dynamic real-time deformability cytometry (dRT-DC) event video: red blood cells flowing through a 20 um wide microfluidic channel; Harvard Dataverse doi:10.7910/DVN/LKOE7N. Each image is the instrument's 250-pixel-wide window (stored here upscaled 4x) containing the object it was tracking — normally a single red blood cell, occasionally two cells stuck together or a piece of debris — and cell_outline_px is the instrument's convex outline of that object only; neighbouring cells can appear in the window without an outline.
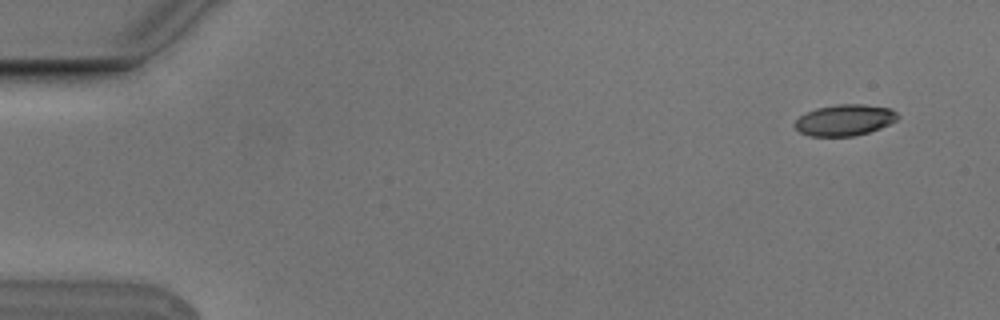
{"species": "Egyptian fruit bat (a non-hibernating species)", "species_latin": "Rousettus aegyptiacus", "temperature_condition": "cold", "stored_images_in_passage": 6, "camera_frame_rate_fps": 3000, "um_per_image_px": 0.085, "animal": {"sex": "male"}, "frame": {"image": 1, "passage_image": 1, "time_ms": 0.0, "image_size_px": [1000, 320], "cell_outline_px": [[900, 116], [896, 120], [880, 128], [868, 132], [852, 136], [812, 136], [800, 132], [792, 124], [800, 116], [816, 108], [836, 104], [864, 104], [888, 108], [896, 112]], "centroid_in_image_um": [71.78, 10.2], "position_along_channel_um": 13.2, "area_um2": 18.55}}